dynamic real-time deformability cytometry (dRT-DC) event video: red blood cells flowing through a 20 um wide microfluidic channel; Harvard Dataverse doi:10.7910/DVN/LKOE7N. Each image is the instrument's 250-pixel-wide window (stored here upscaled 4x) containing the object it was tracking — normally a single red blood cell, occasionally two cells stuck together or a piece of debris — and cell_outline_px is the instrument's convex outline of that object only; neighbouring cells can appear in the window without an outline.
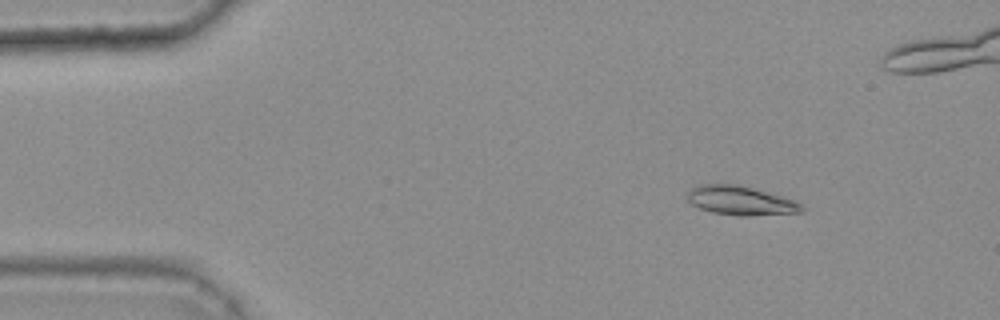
{"species": "common noctule bat (a hibernating species)", "species_latin": "Nyctalus noctula", "temperature_condition": "warm", "stored_images_in_passage": 45, "camera_frame_rate_fps": 3000, "um_per_image_px": 0.085, "animal": {"sex": "female", "body_mass_g": 25.1}, "frame": {"image": 1, "passage_image": 6, "time_ms": 1.667, "image_size_px": [1000, 320], "cell_outline_px": [[804, 212], [748, 216], [740, 216], [712, 212], [700, 208], [692, 204], [688, 200], [688, 192], [696, 184], [740, 184], [796, 200], [804, 208]], "centroid_in_image_um": [62.97, 17.04], "position_along_channel_um": 22.0, "area_um2": 19.48}}
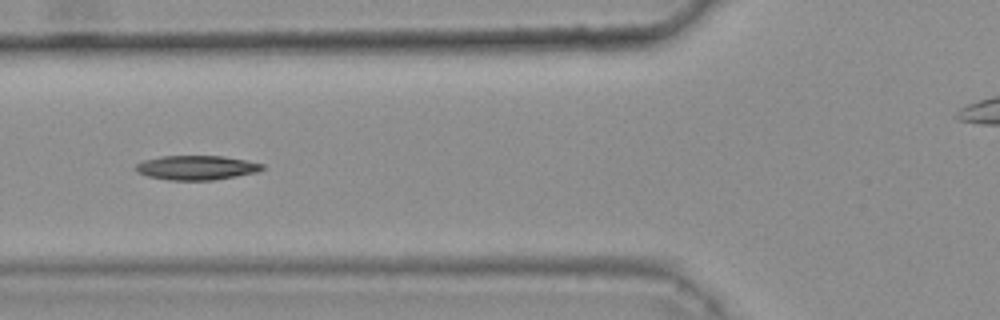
{"frame": {"image": 2, "passage_image": 19, "time_ms": 6.0, "image_size_px": [1000, 320], "cell_outline_px": [[264, 168], [256, 172], [236, 176], [212, 180], [168, 180], [148, 176], [136, 172], [136, 164], [144, 160], [160, 156], [224, 156], [264, 164]], "centroid_in_image_um": [16.68, 14.25], "position_along_channel_um": 109.1, "area_um2": 17.86}}
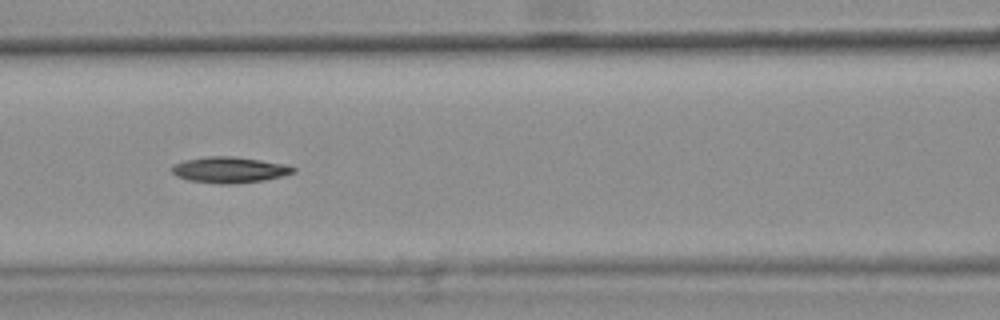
{"frame": {"image": 3, "passage_image": 22, "time_ms": 7.0, "image_size_px": [1000, 320], "cell_outline_px": [[296, 172], [264, 180], [232, 184], [220, 184], [188, 180], [176, 176], [172, 172], [172, 168], [176, 164], [188, 160], [208, 156], [232, 156], [260, 160], [284, 164], [296, 168]], "centroid_in_image_um": [19.52, 14.44], "position_along_channel_um": 147.1, "area_um2": 18.09}}